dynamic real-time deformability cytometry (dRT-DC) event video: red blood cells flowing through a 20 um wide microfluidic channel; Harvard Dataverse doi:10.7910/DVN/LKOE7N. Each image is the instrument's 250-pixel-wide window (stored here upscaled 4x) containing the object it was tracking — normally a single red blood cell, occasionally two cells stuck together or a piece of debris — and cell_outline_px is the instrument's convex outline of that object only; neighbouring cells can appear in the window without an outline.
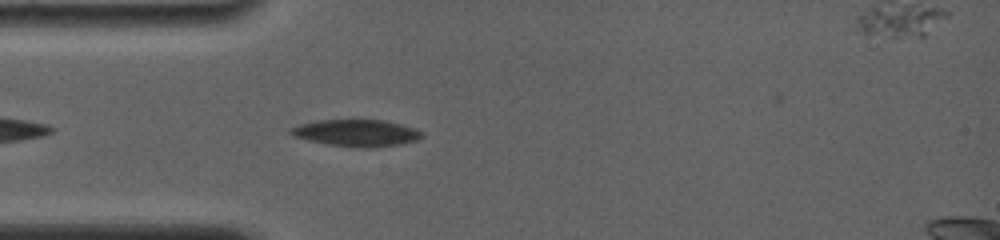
{"species": "common noctule bat (a hibernating species)", "species_latin": "Nyctalus noctula", "temperature_condition": "room temperature", "stored_images_in_passage": 24, "camera_frame_rate_fps": 4000, "um_per_image_px": 0.085, "animal": {"sex": "female", "body_mass_g": 19.0, "forearm_length_mm": 56.7}, "frame": {"image": 1, "passage_image": 6, "time_ms": 1.5, "image_size_px": [1000, 240], "cell_outline_px": [[424, 136], [416, 140], [400, 144], [368, 148], [328, 144], [308, 140], [292, 136], [288, 132], [288, 128], [300, 124], [316, 120], [384, 120], [400, 124], [424, 132]], "centroid_in_image_um": [30.26, 11.29], "position_along_channel_um": 54.7, "area_um2": 20.4}}
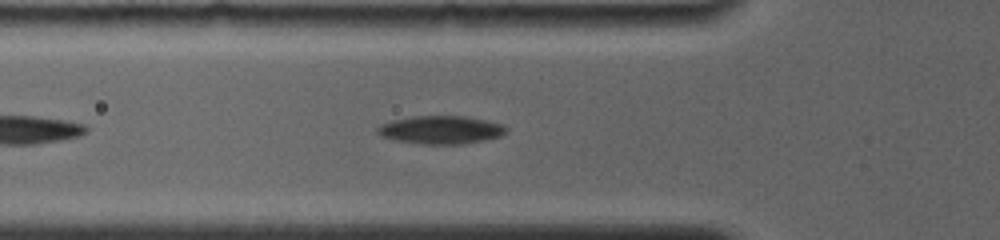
{"frame": {"image": 2, "passage_image": 9, "time_ms": 2.5, "image_size_px": [1000, 240], "cell_outline_px": [[508, 128], [500, 136], [484, 140], [460, 144], [420, 144], [396, 140], [380, 136], [376, 132], [376, 128], [380, 124], [392, 120], [412, 116], [464, 116], [504, 124]], "centroid_in_image_um": [37.43, 11.03], "position_along_channel_um": 88.4, "area_um2": 21.1}}
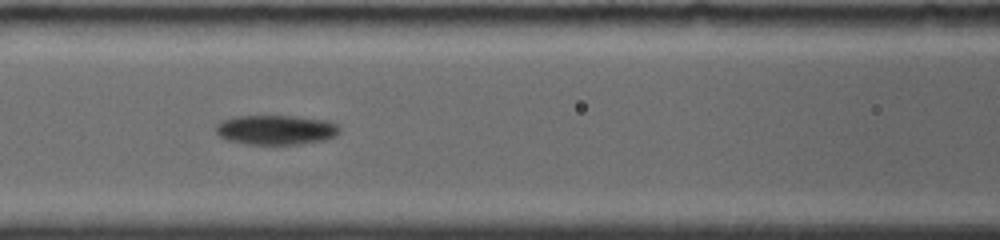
{"frame": {"image": 3, "passage_image": 13, "time_ms": 4.0, "image_size_px": [1000, 240], "cell_outline_px": [[340, 132], [336, 136], [328, 140], [300, 144], [248, 144], [228, 140], [220, 136], [216, 132], [216, 124], [232, 116], [296, 116], [328, 120], [336, 124], [340, 128]], "centroid_in_image_um": [23.5, 11.03], "position_along_channel_um": 143.1, "area_um2": 21.56}}